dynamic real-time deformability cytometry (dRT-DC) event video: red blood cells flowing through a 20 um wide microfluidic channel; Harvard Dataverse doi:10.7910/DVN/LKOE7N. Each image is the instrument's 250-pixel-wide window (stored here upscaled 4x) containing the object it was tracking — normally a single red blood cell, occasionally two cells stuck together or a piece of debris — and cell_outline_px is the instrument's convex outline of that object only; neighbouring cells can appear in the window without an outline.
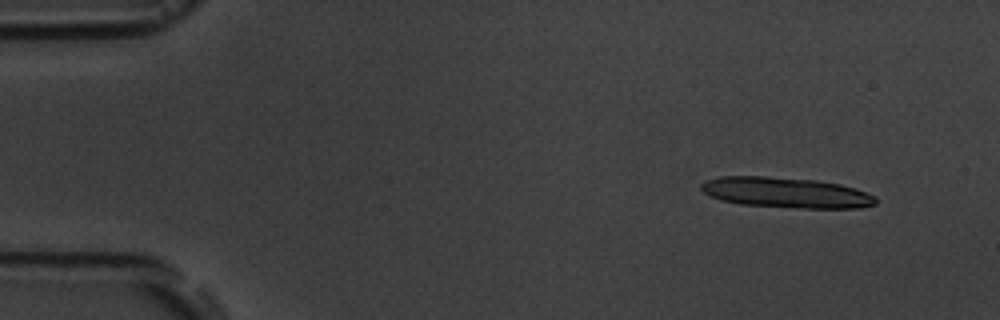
{"species": "common noctule bat (a hibernating species)", "species_latin": "Nyctalus noctula", "temperature_condition": "room temperature", "stored_images_in_passage": 5, "camera_frame_rate_fps": 3000, "um_per_image_px": 0.085, "animal": {"sex": "male", "body_mass_g": 19.5, "forearm_length_mm": 54.6}, "frame": {"image": 1, "passage_image": 1, "time_ms": 0.0, "image_size_px": [1000, 320], "cell_outline_px": [[876, 204], [860, 208], [804, 208], [740, 204], [720, 200], [704, 192], [700, 188], [700, 184], [704, 180], [720, 176], [764, 176], [816, 180], [840, 184], [856, 188], [876, 196]], "centroid_in_image_um": [66.81, 16.36], "position_along_channel_um": 18.2, "area_um2": 31.1}}